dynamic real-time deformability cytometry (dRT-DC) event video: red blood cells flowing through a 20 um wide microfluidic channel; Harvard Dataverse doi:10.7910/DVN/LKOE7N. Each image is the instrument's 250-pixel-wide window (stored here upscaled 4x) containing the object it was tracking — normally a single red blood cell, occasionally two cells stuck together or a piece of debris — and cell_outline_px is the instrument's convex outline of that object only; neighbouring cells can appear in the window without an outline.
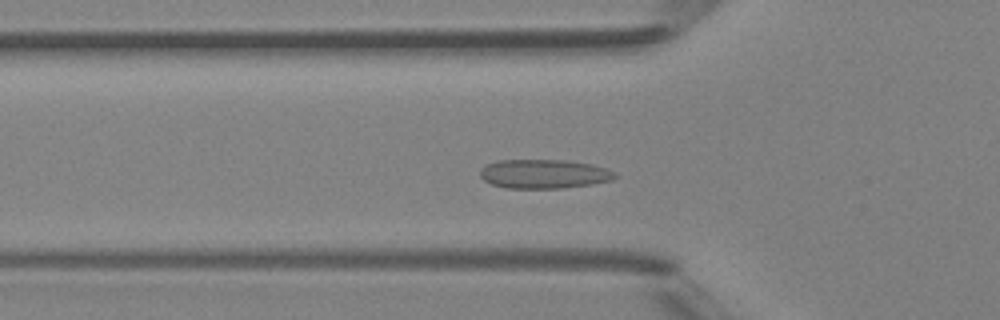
{"species": "Egyptian fruit bat (a non-hibernating species)", "species_latin": "Rousettus aegyptiacus", "temperature_condition": "room temperature", "stored_images_in_passage": 37, "camera_frame_rate_fps": 3000, "um_per_image_px": 0.085, "animal": {"sex": "female"}, "frame": {"image": 1, "passage_image": 5, "time_ms": 1.333, "image_size_px": [1000, 320], "cell_outline_px": [[620, 176], [612, 180], [592, 184], [560, 188], [504, 188], [492, 184], [484, 180], [480, 176], [480, 168], [488, 164], [500, 160], [564, 160], [592, 164], [608, 168], [616, 172]], "centroid_in_image_um": [46.28, 14.78], "position_along_channel_um": 79.5, "area_um2": 23.0}}
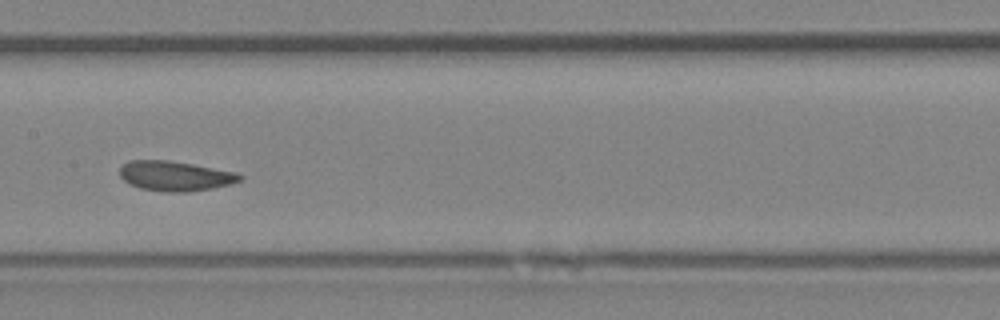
{"frame": {"image": 2, "passage_image": 13, "time_ms": 4.0, "image_size_px": [1000, 320], "cell_outline_px": [[244, 180], [232, 184], [212, 188], [188, 192], [168, 192], [140, 188], [128, 184], [120, 176], [120, 168], [128, 160], [168, 160], [192, 164], [236, 172], [244, 176]], "centroid_in_image_um": [14.91, 14.96], "position_along_channel_um": 192.5, "area_um2": 21.04}}
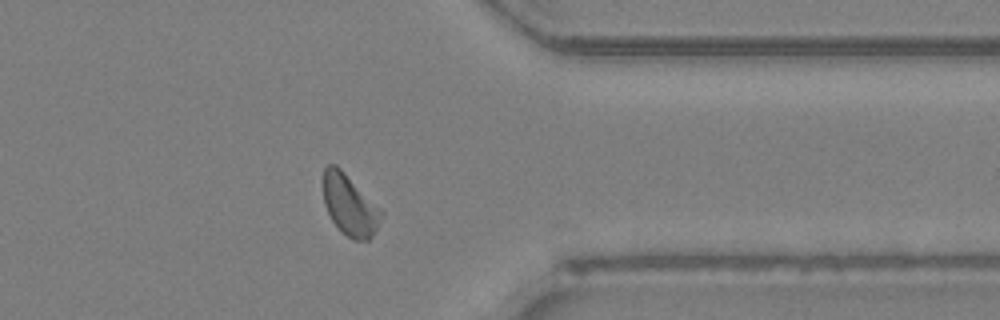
{"frame": {"image": 3, "passage_image": 27, "time_ms": 8.667, "image_size_px": [1000, 320], "cell_outline_px": [[384, 212], [376, 232], [368, 240], [352, 240], [332, 220], [324, 204], [324, 168], [328, 164], [336, 164]], "centroid_in_image_um": [29.74, 17.44], "position_along_channel_um": 381.7, "area_um2": 20.23}, "authors_computed_cell_mechanics": {"area_um2": 20.519, "velocity_mm_per_s": 4.2516, "shape_relaxation_time_tau1_ms": 8.0298, "shape_relaxation_time_tau2_ms": 1.8626, "deformation_change_tau1": 0.1328, "deformation_change_tau2": 0.0447}}